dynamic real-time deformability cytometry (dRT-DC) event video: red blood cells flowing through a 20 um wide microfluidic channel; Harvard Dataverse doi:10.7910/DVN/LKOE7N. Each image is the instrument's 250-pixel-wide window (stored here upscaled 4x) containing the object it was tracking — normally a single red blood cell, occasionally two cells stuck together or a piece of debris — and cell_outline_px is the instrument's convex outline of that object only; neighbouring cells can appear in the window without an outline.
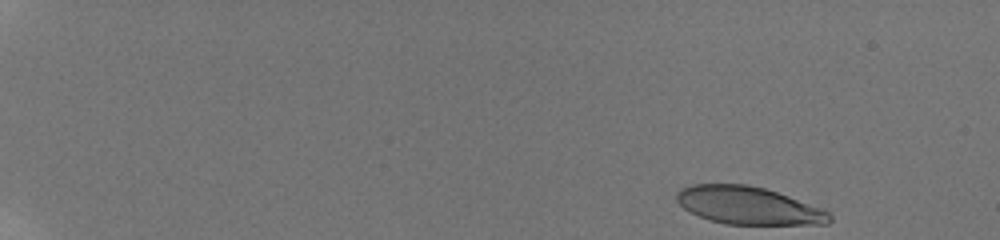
{"species": "human", "species_latin": "Homo sapiens", "temperature_condition": "room temperature", "stored_images_in_passage": 51, "camera_frame_rate_fps": 3000, "um_per_image_px": 0.085, "donor": {"sex": "male"}, "frame": {"image": 1, "passage_image": 1, "time_ms": 0.0, "image_size_px": [1000, 240], "cell_outline_px": [[832, 220], [828, 224], [724, 224], [700, 216], [684, 208], [676, 200], [676, 192], [680, 188], [692, 184], [748, 184], [764, 188], [788, 196], [820, 208], [828, 212], [832, 216]], "centroid_in_image_um": [63.59, 17.46], "position_along_channel_um": 21.4, "area_um2": 33.29}}
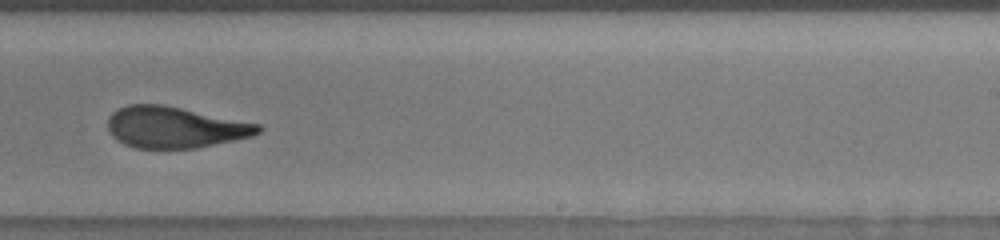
{"frame": {"image": 2, "passage_image": 34, "time_ms": 11.0, "image_size_px": [1000, 240], "cell_outline_px": [[260, 132], [252, 136], [236, 140], [196, 148], [136, 148], [124, 144], [116, 140], [108, 132], [108, 120], [112, 112], [128, 104], [164, 104], [260, 124]], "centroid_in_image_um": [14.84, 10.82], "position_along_channel_um": 274.2, "area_um2": 36.24}}
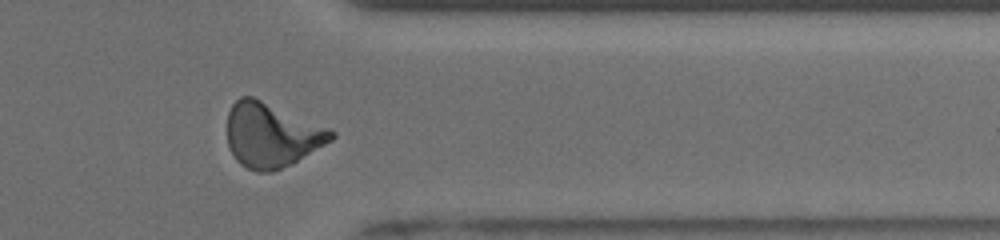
{"frame": {"image": 3, "passage_image": 43, "time_ms": 14.0, "image_size_px": [1000, 240], "cell_outline_px": [[336, 136], [332, 140], [296, 160], [272, 172], [256, 172], [240, 164], [236, 160], [228, 148], [228, 112], [232, 104], [240, 96], [252, 96], [328, 128], [336, 132]], "centroid_in_image_um": [23.03, 11.48], "position_along_channel_um": 388.4, "area_um2": 38.44}, "authors_computed_cell_mechanics": {"area_um2": 36.5874, "velocity_mm_per_s": 3.8688, "shape_relaxation_time_tau1_ms": 6.0438, "shape_relaxation_time_tau2_ms": 1.921, "deformation_change_tau1": 0.2568, "deformation_change_tau2": 0.0981}}